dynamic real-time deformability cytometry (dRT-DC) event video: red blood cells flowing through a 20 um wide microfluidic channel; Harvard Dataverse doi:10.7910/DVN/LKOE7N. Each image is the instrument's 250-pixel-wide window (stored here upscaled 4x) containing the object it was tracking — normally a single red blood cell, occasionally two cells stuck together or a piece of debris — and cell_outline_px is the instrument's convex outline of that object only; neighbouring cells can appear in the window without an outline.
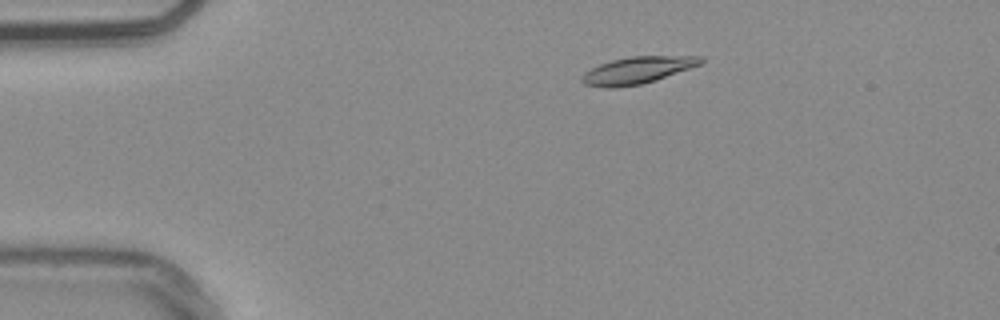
{"species": "common noctule bat (a hibernating species)", "species_latin": "Nyctalus noctula", "temperature_condition": "warm", "stored_images_in_passage": 52, "camera_frame_rate_fps": 3000, "um_per_image_px": 0.085, "animal": {"sex": "male", "body_mass_g": 20.4}, "frame": {"image": 1, "passage_image": 8, "time_ms": 2.333, "image_size_px": [1000, 320], "cell_outline_px": [[704, 60], [700, 64], [656, 80], [640, 84], [616, 88], [600, 88], [584, 84], [580, 80], [580, 76], [584, 72], [600, 64], [612, 60], [632, 56], [704, 56]], "centroid_in_image_um": [54.12, 5.98], "position_along_channel_um": 30.9, "area_um2": 18.67}}
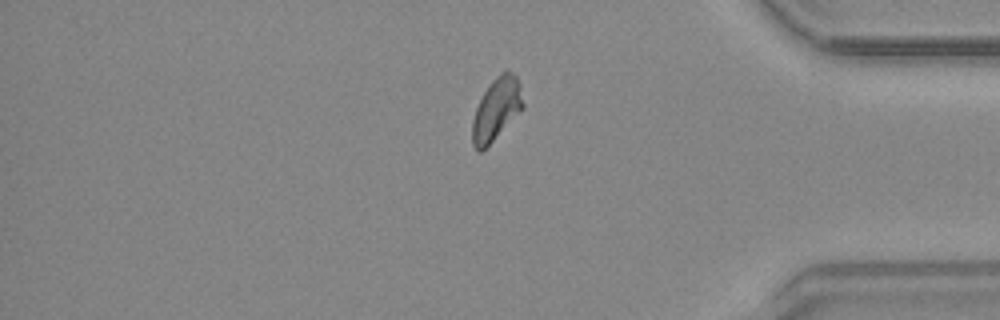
{"frame": {"image": 2, "passage_image": 43, "time_ms": 14.0, "image_size_px": [1000, 320], "cell_outline_px": [[524, 108], [480, 152], [476, 152], [472, 144], [472, 120], [476, 108], [484, 92], [492, 80], [500, 72], [508, 68], [516, 76], [520, 84], [524, 104]], "centroid_in_image_um": [42.2, 9.24], "position_along_channel_um": 393.0, "area_um2": 18.32}}
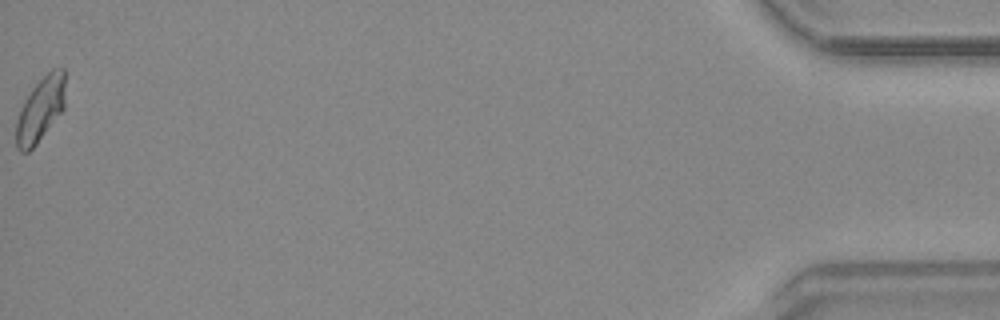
{"frame": {"image": 3, "passage_image": 52, "time_ms": 17.0, "image_size_px": [1000, 320], "cell_outline_px": [[64, 108], [36, 144], [28, 152], [20, 152], [16, 148], [16, 120], [20, 108], [24, 100], [32, 88], [52, 68], [64, 68]], "centroid_in_image_um": [3.41, 9.31], "position_along_channel_um": 431.8, "area_um2": 18.26}, "authors_computed_cell_mechanics": {"area_um2": 18.2937, "velocity_mm_per_s": 3.7687, "shape_relaxation_time_tau1_ms": 4.9969, "shape_relaxation_time_tau2_ms": 6.1667, "deformation_change_tau1": 0.1321, "deformation_change_tau2": 0.1043}}